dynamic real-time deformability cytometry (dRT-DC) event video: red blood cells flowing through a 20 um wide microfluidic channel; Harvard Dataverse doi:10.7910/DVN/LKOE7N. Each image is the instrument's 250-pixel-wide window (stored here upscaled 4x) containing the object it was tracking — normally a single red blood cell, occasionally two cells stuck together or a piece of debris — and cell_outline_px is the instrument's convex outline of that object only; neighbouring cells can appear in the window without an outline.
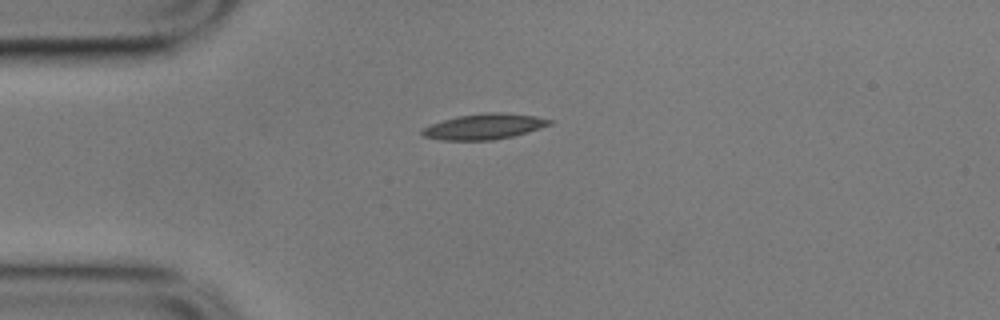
{"species": "common noctule bat (a hibernating species)", "species_latin": "Nyctalus noctula", "temperature_condition": "cold", "stored_images_in_passage": 44, "camera_frame_rate_fps": 3000, "um_per_image_px": 0.085, "animal": {"sex": "male", "body_mass_g": 17.9}, "frame": {"image": 1, "passage_image": 1, "time_ms": 0.0, "image_size_px": [1000, 320], "cell_outline_px": [[552, 124], [540, 128], [512, 136], [492, 140], [440, 140], [424, 136], [420, 132], [424, 128], [432, 124], [456, 116], [484, 112], [504, 112], [536, 116], [552, 120]], "centroid_in_image_um": [41.16, 10.74], "position_along_channel_um": 43.8, "area_um2": 18.9}}
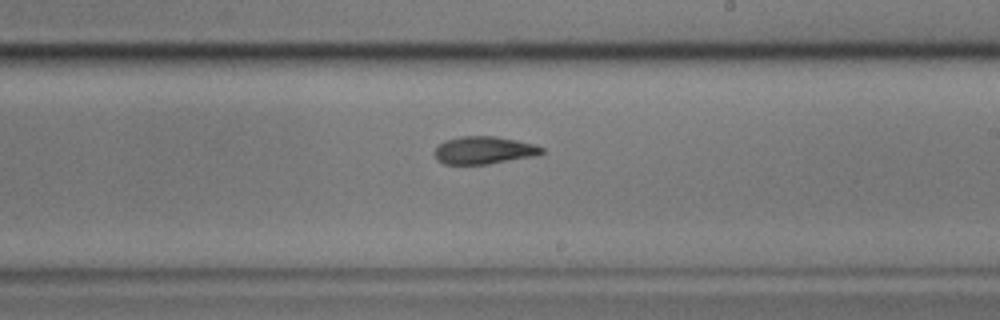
{"frame": {"image": 2, "passage_image": 20, "time_ms": 6.333, "image_size_px": [1000, 320], "cell_outline_px": [[544, 152], [536, 156], [488, 164], [444, 164], [436, 160], [432, 152], [444, 140], [460, 136], [496, 136], [516, 140], [532, 144], [544, 148]], "centroid_in_image_um": [41.1, 12.77], "position_along_channel_um": 247.9, "area_um2": 17.4}}
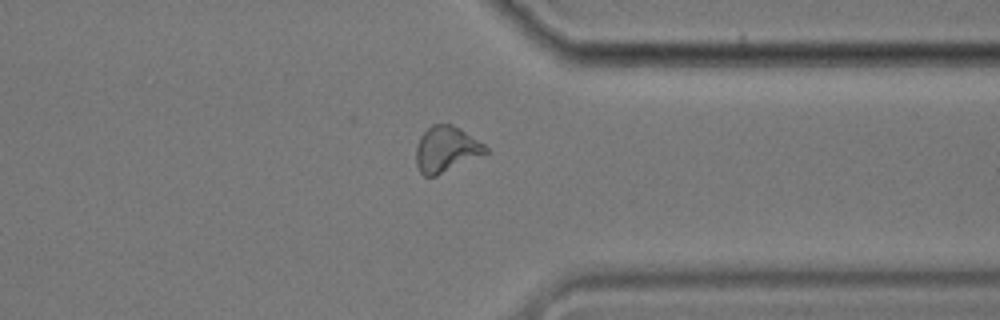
{"frame": {"image": 3, "passage_image": 31, "time_ms": 10.0, "image_size_px": [1000, 320], "cell_outline_px": [[488, 152], [436, 176], [424, 176], [420, 172], [416, 164], [416, 144], [420, 136], [432, 124], [452, 124], [460, 128], [484, 144], [488, 148]], "centroid_in_image_um": [37.9, 12.68], "position_along_channel_um": 373.5, "area_um2": 18.44}, "authors_computed_cell_mechanics": {"area_um2": 17.8602, "velocity_mm_per_s": 3.5154, "shape_relaxation_time_tau1_ms": 6.3663, "shape_relaxation_time_tau2_ms": 3.5892, "deformation_change_tau1": 0.1635, "deformation_change_tau2": 0.1033}}